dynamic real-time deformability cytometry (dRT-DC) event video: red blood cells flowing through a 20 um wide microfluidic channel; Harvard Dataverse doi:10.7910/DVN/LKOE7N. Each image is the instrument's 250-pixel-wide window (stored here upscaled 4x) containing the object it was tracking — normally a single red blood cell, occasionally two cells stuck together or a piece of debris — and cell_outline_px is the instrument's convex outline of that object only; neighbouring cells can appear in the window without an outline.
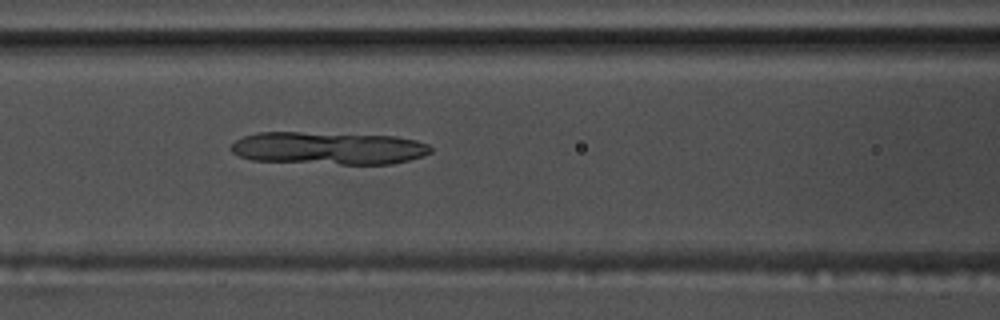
{"species": "common noctule bat (a hibernating species)", "species_latin": "Nyctalus noctula", "temperature_condition": "warm", "stored_images_in_passage": 18, "camera_frame_rate_fps": 3000, "um_per_image_px": 0.085, "animal": {"sex": "male", "body_mass_g": 17.5, "forearm_length_mm": 52.3}, "frame": {"image": 1, "passage_image": 12, "time_ms": 3.667, "image_size_px": [1000, 320], "cell_outline_px": [[432, 152], [424, 156], [392, 164], [340, 164], [252, 160], [240, 156], [232, 152], [228, 148], [236, 140], [244, 136], [260, 132], [300, 132], [396, 136], [416, 140], [428, 144], [432, 148]], "centroid_in_image_um": [27.94, 12.59], "position_along_channel_um": 138.7, "area_um2": 38.09}}